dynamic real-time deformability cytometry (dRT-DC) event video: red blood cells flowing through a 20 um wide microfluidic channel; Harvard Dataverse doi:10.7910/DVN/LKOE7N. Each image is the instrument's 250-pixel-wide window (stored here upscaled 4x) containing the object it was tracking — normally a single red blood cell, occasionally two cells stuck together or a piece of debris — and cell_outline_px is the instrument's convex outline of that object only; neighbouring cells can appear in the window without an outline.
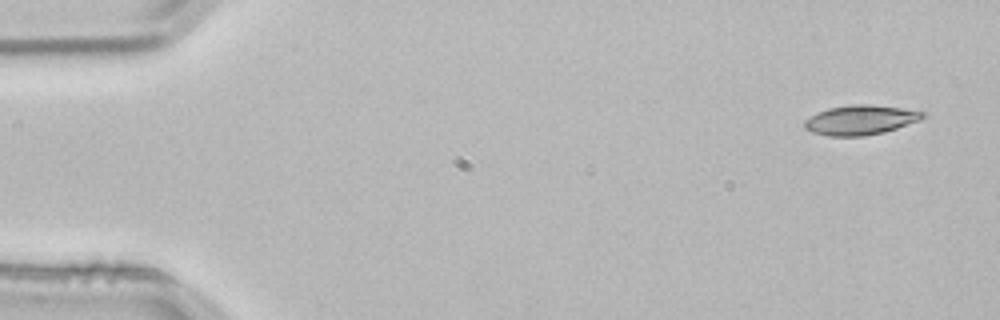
{"species": "common noctule bat (a hibernating species)", "species_latin": "Nyctalus noctula", "temperature_condition": "room temperature", "stored_images_in_passage": 4, "camera_frame_rate_fps": 3000, "um_per_image_px": 0.085, "animal": {"sex": "male", "body_mass_g": 21.5, "forearm_length_mm": 52.0}, "frame": {"image": 1, "passage_image": 1, "time_ms": 0.0, "image_size_px": [1000, 320], "cell_outline_px": [[928, 116], [920, 120], [884, 132], [864, 136], [828, 136], [812, 132], [804, 128], [804, 120], [816, 112], [828, 108], [852, 104], [868, 104], [900, 108], [924, 112]], "centroid_in_image_um": [73.11, 10.2], "position_along_channel_um": 11.9, "area_um2": 20.46}}